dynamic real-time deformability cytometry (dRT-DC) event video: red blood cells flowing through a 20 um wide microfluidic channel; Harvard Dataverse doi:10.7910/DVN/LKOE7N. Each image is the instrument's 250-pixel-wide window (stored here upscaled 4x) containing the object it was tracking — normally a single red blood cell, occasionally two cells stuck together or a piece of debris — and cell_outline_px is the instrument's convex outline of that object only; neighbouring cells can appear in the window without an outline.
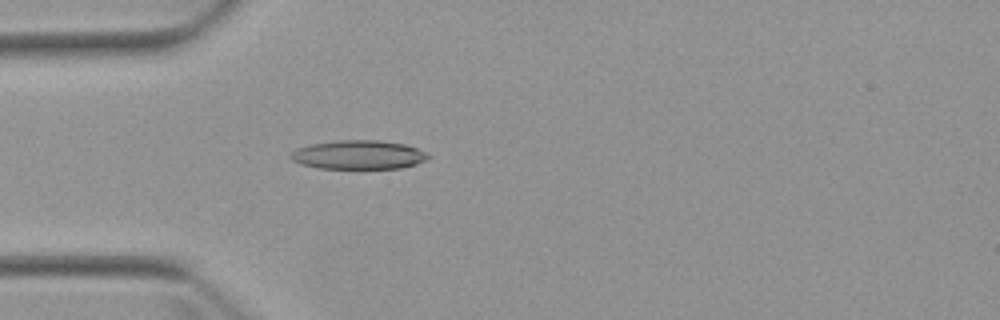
{"species": "Egyptian fruit bat (a non-hibernating species)", "species_latin": "Rousettus aegyptiacus", "temperature_condition": "warm", "stored_images_in_passage": 4, "camera_frame_rate_fps": 3000, "um_per_image_px": 0.085, "animal": {"sex": "female"}, "frame": {"image": 1, "passage_image": 3, "time_ms": 3.333, "image_size_px": [1000, 320], "cell_outline_px": [[432, 156], [428, 160], [416, 164], [400, 168], [320, 168], [300, 164], [292, 160], [288, 156], [296, 148], [312, 144], [340, 140], [380, 140], [404, 144], [416, 148]], "centroid_in_image_um": [30.48, 13.16], "position_along_channel_um": 54.5, "area_um2": 23.12}}